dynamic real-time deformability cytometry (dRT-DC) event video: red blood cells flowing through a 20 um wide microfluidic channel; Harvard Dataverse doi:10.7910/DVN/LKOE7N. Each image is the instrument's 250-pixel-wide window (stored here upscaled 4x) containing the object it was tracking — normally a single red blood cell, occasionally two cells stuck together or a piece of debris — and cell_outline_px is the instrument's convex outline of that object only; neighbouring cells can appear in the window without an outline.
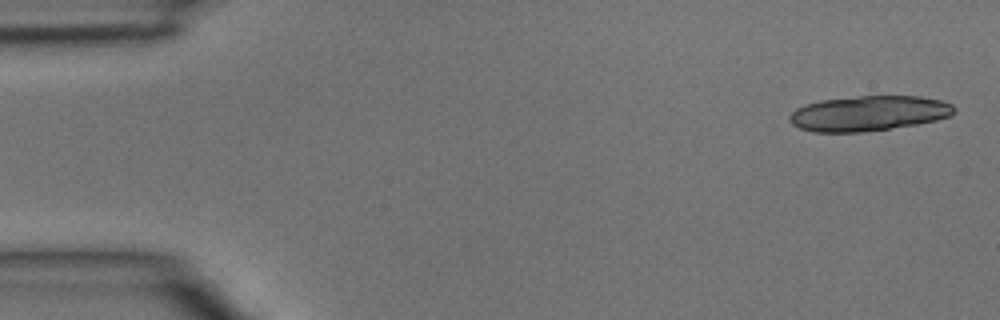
{"species": "common noctule bat (a hibernating species)", "species_latin": "Nyctalus noctula", "temperature_condition": "room temperature", "stored_images_in_passage": 5, "camera_frame_rate_fps": 3000, "um_per_image_px": 0.085, "animal": {"sex": "male", "body_mass_g": 15.6}, "frame": {"image": 1, "passage_image": 1, "time_ms": 0.0, "image_size_px": [1000, 320], "cell_outline_px": [[956, 108], [948, 116], [936, 120], [916, 124], [860, 132], [812, 132], [800, 128], [792, 124], [788, 120], [788, 116], [796, 108], [804, 104], [820, 100], [860, 96], [920, 96], [940, 100], [952, 104]], "centroid_in_image_um": [73.78, 9.63], "position_along_channel_um": 11.2, "area_um2": 33.58}}